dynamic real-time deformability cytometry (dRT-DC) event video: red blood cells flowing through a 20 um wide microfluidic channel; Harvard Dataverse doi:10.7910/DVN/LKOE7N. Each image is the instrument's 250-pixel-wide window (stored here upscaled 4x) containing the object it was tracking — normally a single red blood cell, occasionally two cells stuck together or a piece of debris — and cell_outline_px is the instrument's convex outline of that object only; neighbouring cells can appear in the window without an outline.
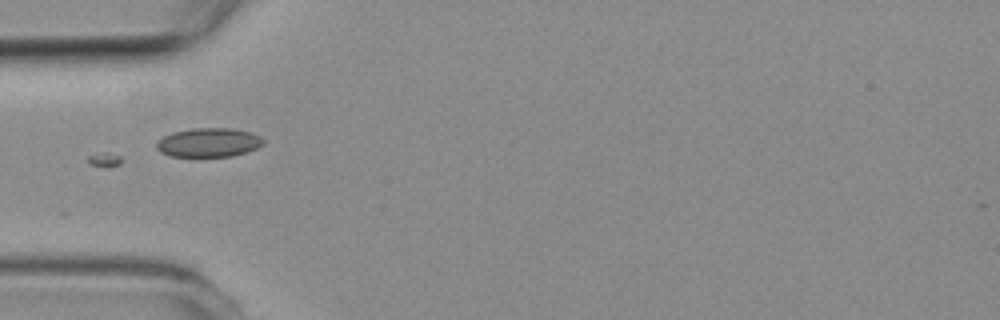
{"species": "common noctule bat (a hibernating species)", "species_latin": "Nyctalus noctula", "temperature_condition": "room temperature", "stored_images_in_passage": 5, "camera_frame_rate_fps": 3000, "um_per_image_px": 0.085, "animal": {"sex": "female", "body_mass_g": 19.3, "forearm_length_mm": 54.1}, "frame": {"image": 1, "passage_image": 2, "time_ms": 1.333, "image_size_px": [1000, 320], "cell_outline_px": [[264, 144], [248, 152], [232, 156], [172, 156], [160, 152], [156, 148], [156, 144], [164, 136], [172, 132], [196, 128], [232, 128], [248, 132], [260, 136], [264, 140]], "centroid_in_image_um": [17.75, 12.11], "position_along_channel_um": 67.2, "area_um2": 17.92}}
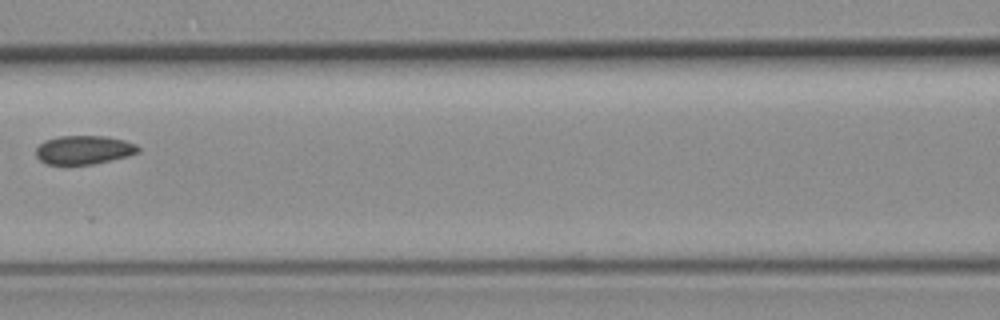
{"frame": {"image": 2, "passage_image": 4, "time_ms": 3.667, "image_size_px": [1000, 320], "cell_outline_px": [[140, 152], [128, 156], [112, 160], [92, 164], [48, 164], [40, 160], [36, 156], [36, 148], [44, 140], [60, 136], [104, 136], [124, 140], [136, 144], [140, 148]], "centroid_in_image_um": [7.14, 12.74], "position_along_channel_um": 159.5, "area_um2": 17.11}}
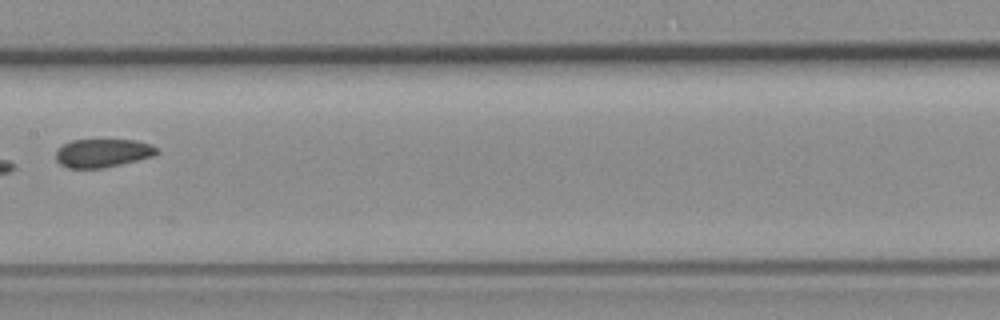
{"frame": {"image": 3, "passage_image": 5, "time_ms": 4.667, "image_size_px": [1000, 320], "cell_outline_px": [[160, 152], [152, 156], [104, 168], [68, 168], [60, 164], [56, 160], [56, 152], [64, 144], [72, 140], [136, 140], [148, 144], [156, 148]], "centroid_in_image_um": [8.7, 13.01], "position_along_channel_um": 198.7, "area_um2": 16.47}}